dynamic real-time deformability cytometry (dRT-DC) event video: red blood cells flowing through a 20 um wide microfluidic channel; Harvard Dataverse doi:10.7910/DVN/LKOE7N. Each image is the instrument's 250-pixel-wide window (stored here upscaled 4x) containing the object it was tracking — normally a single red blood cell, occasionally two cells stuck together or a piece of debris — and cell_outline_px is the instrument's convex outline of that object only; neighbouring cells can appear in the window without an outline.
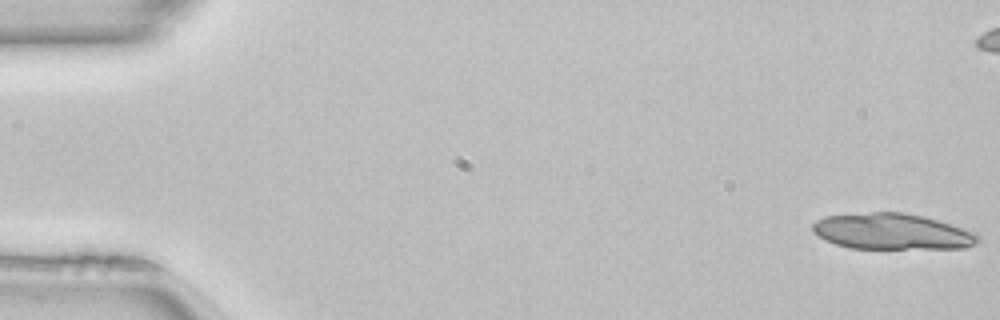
{"species": "common noctule bat (a hibernating species)", "species_latin": "Nyctalus noctula", "temperature_condition": "room temperature", "stored_images_in_passage": 52, "camera_frame_rate_fps": 3000, "um_per_image_px": 0.085, "animal": {"sex": "female", "body_mass_g": 22.7, "forearm_length_mm": 54.2}, "frame": {"image": 1, "passage_image": 1, "time_ms": 0.0, "image_size_px": [1000, 320], "cell_outline_px": [[980, 240], [976, 244], [964, 248], [848, 248], [824, 240], [812, 232], [812, 224], [816, 220], [824, 216], [872, 212], [904, 212], [924, 216], [976, 232], [980, 236]], "centroid_in_image_um": [75.82, 19.68], "position_along_channel_um": 9.2, "area_um2": 34.85}, "authors_computed_cell_mechanics": {"area_um2": 19.8832, "velocity_mm_per_s": 4.0755, "shape_relaxation_time_tau1_ms": null, "shape_relaxation_time_tau2_ms": 4.8014, "deformation_change_tau1": null, "deformation_change_tau2": 0.1339}}